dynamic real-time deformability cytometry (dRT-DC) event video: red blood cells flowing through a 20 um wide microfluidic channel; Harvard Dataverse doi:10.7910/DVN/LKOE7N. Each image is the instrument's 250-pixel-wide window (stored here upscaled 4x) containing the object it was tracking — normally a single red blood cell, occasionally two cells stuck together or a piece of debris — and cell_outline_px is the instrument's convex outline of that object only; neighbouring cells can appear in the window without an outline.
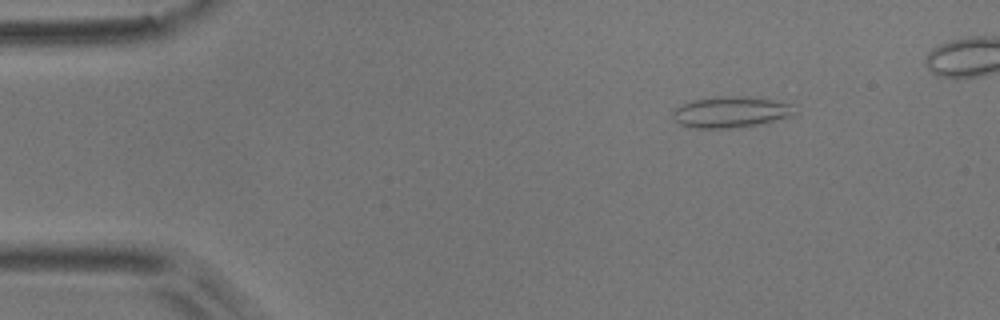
{"species": "common noctule bat (a hibernating species)", "species_latin": "Nyctalus noctula", "temperature_condition": "room temperature", "stored_images_in_passage": 5, "camera_frame_rate_fps": 3000, "um_per_image_px": 0.085, "animal": {"sex": "male", "body_mass_g": 17.9}, "frame": {"image": 1, "passage_image": 2, "time_ms": 0.333, "image_size_px": [1000, 320], "cell_outline_px": [[796, 112], [788, 116], [776, 120], [744, 128], [696, 128], [680, 124], [672, 116], [672, 108], [692, 100], [716, 96], [748, 96], [796, 104]], "centroid_in_image_um": [62.13, 9.52], "position_along_channel_um": 22.9, "area_um2": 22.48}}